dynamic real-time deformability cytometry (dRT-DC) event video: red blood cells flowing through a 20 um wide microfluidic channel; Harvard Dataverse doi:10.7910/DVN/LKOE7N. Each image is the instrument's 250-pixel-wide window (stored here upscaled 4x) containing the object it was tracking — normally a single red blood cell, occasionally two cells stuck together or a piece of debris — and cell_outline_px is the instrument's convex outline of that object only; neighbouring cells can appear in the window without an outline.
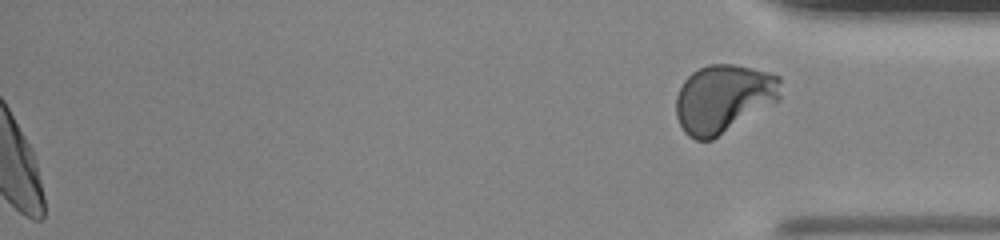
{"species": "human", "species_latin": "Homo sapiens", "temperature_condition": "room temperature", "stored_images_in_passage": 44, "segment_of_instrument_passage": [2, 2], "camera_frame_rate_fps": 3000, "um_per_image_px": 0.085, "donor": {"sex": "male"}, "frame": {"image": 1, "passage_image": 44, "time_ms": 14.333, "image_size_px": [1000, 240], "cell_outline_px": [[780, 100], [712, 140], [696, 140], [688, 136], [684, 132], [676, 116], [676, 96], [684, 80], [692, 72], [708, 64], [732, 64], [752, 68], [768, 72], [780, 76]], "centroid_in_image_um": [61.49, 8.38], "position_along_channel_um": 373.7, "area_um2": 41.67}}